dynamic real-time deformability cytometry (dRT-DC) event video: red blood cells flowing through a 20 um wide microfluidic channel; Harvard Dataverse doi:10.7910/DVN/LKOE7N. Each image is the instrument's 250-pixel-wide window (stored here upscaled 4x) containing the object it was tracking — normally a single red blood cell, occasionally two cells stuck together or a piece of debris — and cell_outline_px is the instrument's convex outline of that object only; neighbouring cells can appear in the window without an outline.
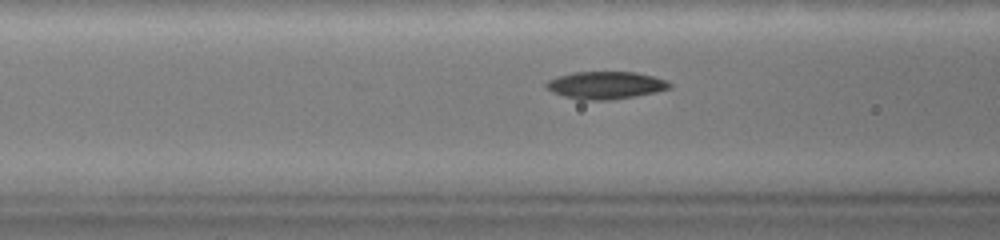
{"species": "common noctule bat (a hibernating species)", "species_latin": "Nyctalus noctula", "temperature_condition": "warm", "stored_images_in_passage": 65, "camera_frame_rate_fps": 3000, "um_per_image_px": 0.085, "animal": {"sex": "female", "body_mass_g": 19.0, "forearm_length_mm": 51.5}, "frame": {"image": 1, "passage_image": 26, "time_ms": 8.333, "image_size_px": [1000, 240], "cell_outline_px": [[672, 84], [668, 88], [656, 92], [608, 100], [580, 100], [564, 96], [548, 88], [544, 84], [548, 80], [556, 76], [572, 72], [636, 72], [668, 80]], "centroid_in_image_um": [51.47, 7.23], "position_along_channel_um": 115.1, "area_um2": 19.59}}
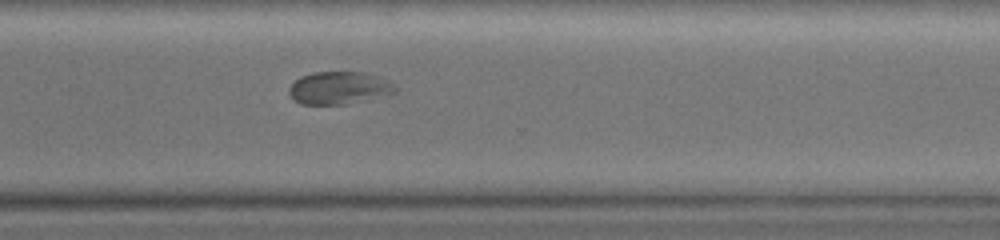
{"frame": {"image": 2, "passage_image": 49, "time_ms": 16.0, "image_size_px": [1000, 240], "cell_outline_px": [[396, 92], [348, 104], [300, 104], [288, 92], [288, 88], [300, 76], [312, 72], [364, 72], [388, 80], [396, 88]], "centroid_in_image_um": [28.79, 7.46], "position_along_channel_um": 341.8, "area_um2": 19.94}}
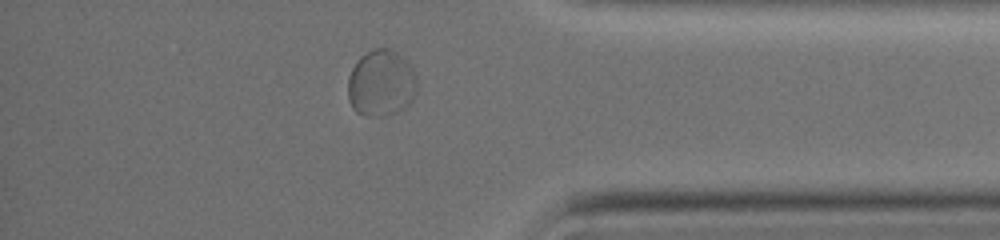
{"frame": {"image": 3, "passage_image": 56, "time_ms": 18.333, "image_size_px": [1000, 240], "cell_outline_px": [[416, 88], [412, 100], [408, 104], [396, 112], [388, 116], [364, 116], [356, 112], [352, 108], [348, 100], [348, 76], [356, 60], [360, 56], [372, 48], [388, 48], [396, 52], [412, 64], [416, 76]], "centroid_in_image_um": [32.38, 7.06], "position_along_channel_um": 402.8, "area_um2": 27.22}, "authors_computed_cell_mechanics": {"area_um2": 20.3456, "velocity_mm_per_s": 2.9579, "shape_relaxation_time_tau1_ms": 5.5442, "shape_relaxation_time_tau2_ms": 2.0532, "deformation_change_tau1": 0.1525, "deformation_change_tau2": 0.0567}}